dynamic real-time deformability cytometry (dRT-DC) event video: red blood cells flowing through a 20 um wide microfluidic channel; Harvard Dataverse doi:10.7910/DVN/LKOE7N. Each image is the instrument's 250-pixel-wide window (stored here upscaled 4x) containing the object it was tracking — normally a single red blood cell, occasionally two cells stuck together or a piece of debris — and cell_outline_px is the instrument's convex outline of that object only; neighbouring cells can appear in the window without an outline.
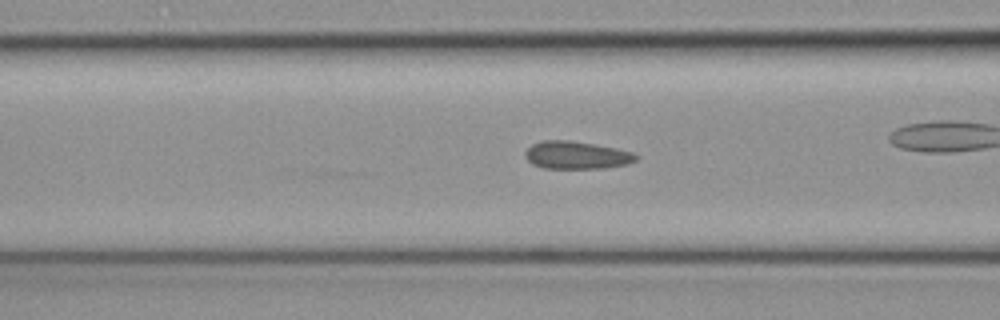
{"species": "common noctule bat (a hibernating species)", "species_latin": "Nyctalus noctula", "temperature_condition": "cold", "stored_images_in_passage": 24, "camera_frame_rate_fps": 3000, "um_per_image_px": 0.085, "animal": {"sex": "female", "body_mass_g": 19.3, "forearm_length_mm": 54.1}, "frame": {"image": 1, "passage_image": 4, "time_ms": 1.0, "image_size_px": [1000, 320], "cell_outline_px": [[640, 156], [636, 160], [628, 164], [604, 168], [544, 168], [532, 164], [524, 156], [524, 152], [532, 144], [544, 140], [568, 140], [616, 148], [632, 152]], "centroid_in_image_um": [49.0, 13.19], "position_along_channel_um": 117.6, "area_um2": 17.86}}